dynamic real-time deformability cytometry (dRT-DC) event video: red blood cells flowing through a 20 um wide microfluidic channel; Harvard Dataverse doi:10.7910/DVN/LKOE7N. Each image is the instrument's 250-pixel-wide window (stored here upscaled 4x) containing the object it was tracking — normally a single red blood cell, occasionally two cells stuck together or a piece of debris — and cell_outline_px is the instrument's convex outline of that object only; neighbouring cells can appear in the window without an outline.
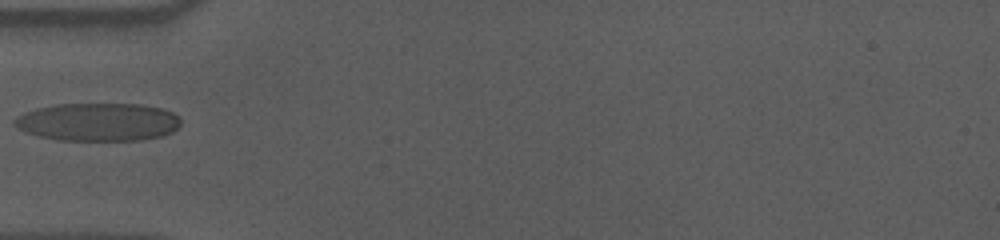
{"species": "human", "species_latin": "Homo sapiens", "temperature_condition": "cold", "stored_images_in_passage": 31, "camera_frame_rate_fps": 3000, "um_per_image_px": 0.085, "donor": {"sex": "male"}, "frame": {"image": 1, "passage_image": 1, "time_ms": 0.0, "image_size_px": [1000, 240], "cell_outline_px": [[180, 124], [172, 132], [164, 136], [140, 140], [56, 140], [40, 136], [28, 132], [12, 124], [12, 120], [16, 116], [24, 112], [36, 108], [56, 104], [140, 104], [160, 108], [172, 112], [180, 120]], "centroid_in_image_um": [8.32, 10.37], "position_along_channel_um": 76.7, "area_um2": 36.88}}
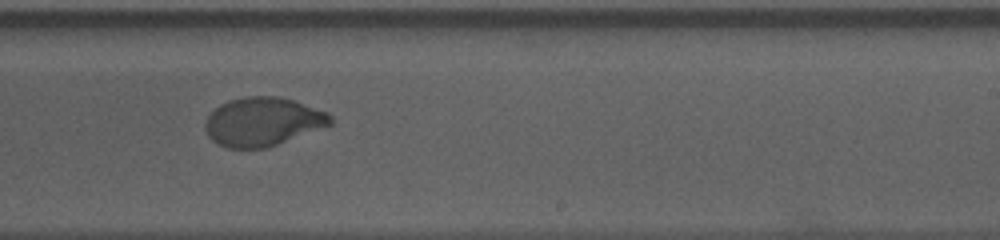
{"frame": {"image": 2, "passage_image": 17, "time_ms": 5.333, "image_size_px": [1000, 240], "cell_outline_px": [[332, 124], [268, 148], [228, 148], [216, 144], [208, 136], [204, 128], [204, 124], [208, 116], [220, 104], [228, 100], [244, 96], [276, 96], [292, 100], [328, 112], [332, 116]], "centroid_in_image_um": [22.31, 10.35], "position_along_channel_um": 266.7, "area_um2": 35.6}}
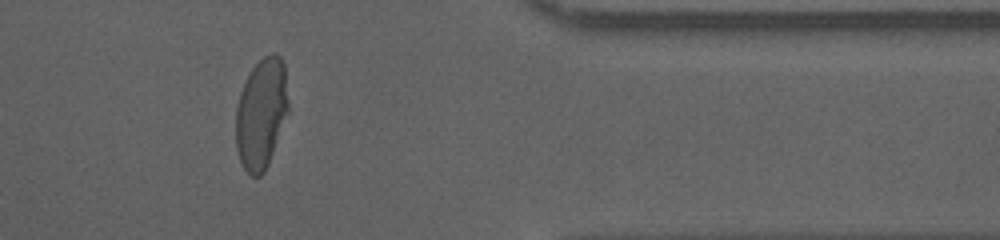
{"frame": {"image": 3, "passage_image": 29, "time_ms": 9.333, "image_size_px": [1000, 240], "cell_outline_px": [[288, 112], [268, 164], [264, 172], [260, 176], [252, 176], [244, 168], [240, 160], [236, 148], [236, 108], [240, 92], [252, 68], [264, 56], [272, 52], [276, 52], [280, 56], [284, 64], [288, 100]], "centroid_in_image_um": [22.21, 9.63], "position_along_channel_um": 389.2, "area_um2": 33.64}}